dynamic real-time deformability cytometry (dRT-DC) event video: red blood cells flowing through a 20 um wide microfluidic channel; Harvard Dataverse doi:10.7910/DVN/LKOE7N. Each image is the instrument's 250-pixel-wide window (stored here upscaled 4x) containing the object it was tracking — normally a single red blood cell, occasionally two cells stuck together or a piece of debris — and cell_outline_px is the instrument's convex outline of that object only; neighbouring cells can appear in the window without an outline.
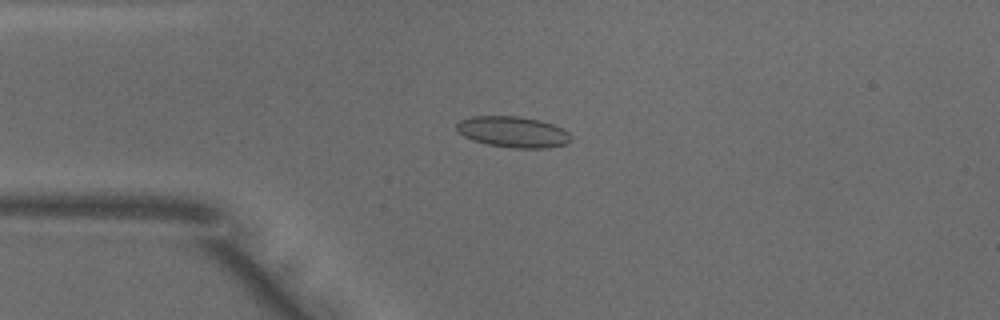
{"species": "common noctule bat (a hibernating species)", "species_latin": "Nyctalus noctula", "temperature_condition": "warm", "stored_images_in_passage": 40, "camera_frame_rate_fps": 3000, "um_per_image_px": 0.085, "animal": {"sex": "male", "body_mass_g": 18.8}, "frame": {"image": 1, "passage_image": 1, "time_ms": 0.0, "image_size_px": [1000, 320], "cell_outline_px": [[572, 140], [568, 144], [548, 148], [512, 148], [488, 144], [472, 140], [464, 136], [456, 128], [456, 124], [460, 120], [472, 116], [520, 116], [540, 120], [552, 124], [568, 132], [572, 136]], "centroid_in_image_um": [43.63, 11.22], "position_along_channel_um": 41.4, "area_um2": 20.75}}
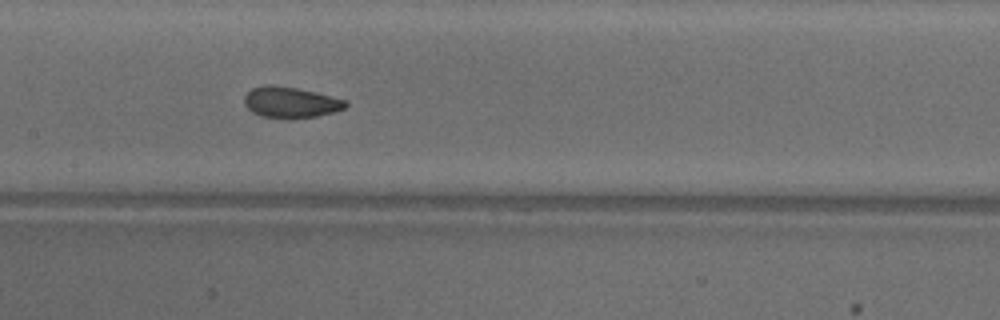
{"frame": {"image": 2, "passage_image": 13, "time_ms": 4.0, "image_size_px": [1000, 320], "cell_outline_px": [[348, 104], [344, 108], [332, 112], [316, 116], [292, 120], [260, 116], [252, 112], [244, 104], [244, 96], [252, 88], [264, 84], [272, 84], [296, 88], [348, 100]], "centroid_in_image_um": [24.67, 8.71], "position_along_channel_um": 182.7, "area_um2": 18.5}}
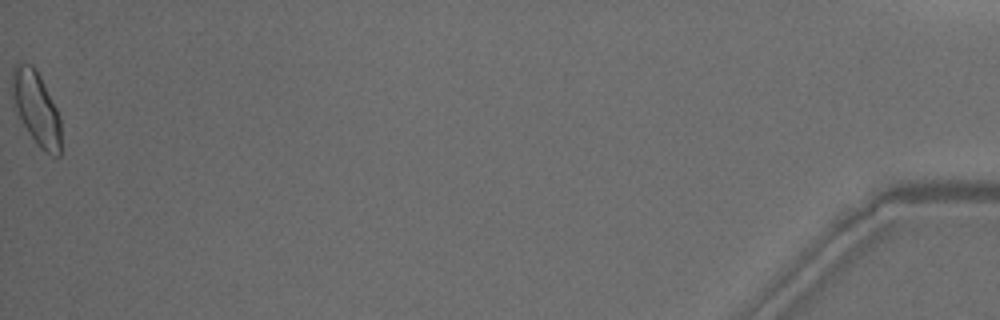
{"frame": {"image": 3, "passage_image": 40, "time_ms": 13.0, "image_size_px": [1000, 320], "cell_outline_px": [[60, 156], [52, 156], [40, 148], [28, 132], [16, 108], [12, 96], [12, 68], [16, 64], [32, 64], [40, 76], [60, 116]], "centroid_in_image_um": [3.09, 9.2], "position_along_channel_um": 432.1, "area_um2": 20.46}, "authors_computed_cell_mechanics": {"area_um2": 18.6694, "velocity_mm_per_s": 3.9539, "shape_relaxation_time_tau1_ms": 3.3769, "shape_relaxation_time_tau2_ms": 1.0595, "deformation_change_tau1": 0.1076, "deformation_change_tau2": 0.0532}}